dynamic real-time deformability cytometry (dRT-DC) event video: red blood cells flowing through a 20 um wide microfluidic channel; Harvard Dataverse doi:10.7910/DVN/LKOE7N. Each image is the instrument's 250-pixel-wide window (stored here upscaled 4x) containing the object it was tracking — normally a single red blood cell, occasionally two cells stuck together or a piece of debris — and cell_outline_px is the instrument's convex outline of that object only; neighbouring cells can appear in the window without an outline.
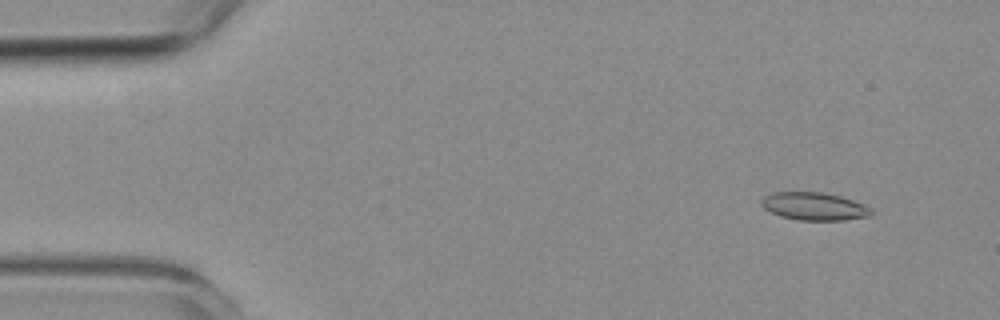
{"species": "common noctule bat (a hibernating species)", "species_latin": "Nyctalus noctula", "temperature_condition": "room temperature", "stored_images_in_passage": 52, "camera_frame_rate_fps": 3000, "um_per_image_px": 0.085, "animal": {"sex": "female", "body_mass_g": 19.3, "forearm_length_mm": 54.1}, "frame": {"image": 1, "passage_image": 5, "time_ms": 1.333, "image_size_px": [1000, 320], "cell_outline_px": [[872, 216], [844, 220], [800, 220], [780, 216], [764, 208], [760, 204], [760, 200], [764, 196], [772, 192], [820, 192], [840, 196], [864, 204], [872, 208]], "centroid_in_image_um": [69.21, 17.54], "position_along_channel_um": 15.8, "area_um2": 17.86}}
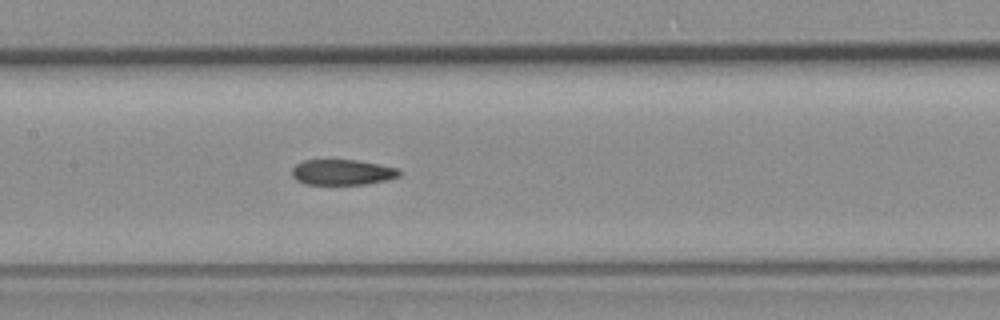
{"frame": {"image": 2, "passage_image": 26, "time_ms": 8.333, "image_size_px": [1000, 320], "cell_outline_px": [[400, 176], [388, 180], [364, 184], [304, 184], [296, 180], [292, 176], [292, 168], [296, 164], [304, 160], [356, 160], [380, 164], [400, 168]], "centroid_in_image_um": [29.11, 14.64], "position_along_channel_um": 178.3, "area_um2": 16.07}}
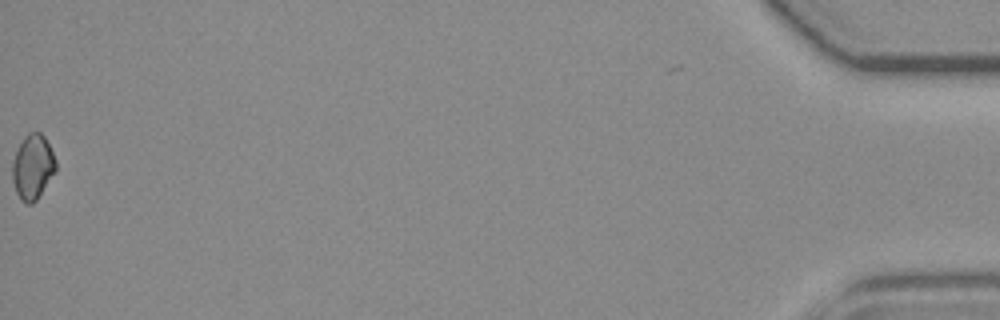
{"frame": {"image": 3, "passage_image": 52, "time_ms": 17.0, "image_size_px": [1000, 320], "cell_outline_px": [[56, 172], [36, 200], [32, 204], [28, 204], [20, 200], [16, 192], [12, 180], [12, 160], [24, 136], [28, 132], [40, 132], [44, 136], [56, 160]], "centroid_in_image_um": [2.77, 14.2], "position_along_channel_um": 432.4, "area_um2": 16.47}}